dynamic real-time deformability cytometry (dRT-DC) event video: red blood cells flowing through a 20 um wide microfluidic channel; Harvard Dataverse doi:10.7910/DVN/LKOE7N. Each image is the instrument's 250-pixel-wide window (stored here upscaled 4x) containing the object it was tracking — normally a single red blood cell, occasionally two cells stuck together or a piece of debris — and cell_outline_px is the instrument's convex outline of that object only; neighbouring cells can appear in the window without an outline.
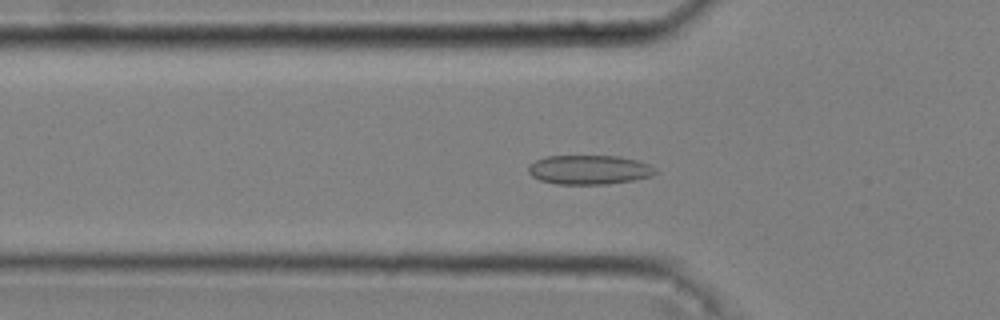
{"species": "common noctule bat (a hibernating species)", "species_latin": "Nyctalus noctula", "temperature_condition": "cold", "stored_images_in_passage": 50, "camera_frame_rate_fps": 3000, "um_per_image_px": 0.085, "animal": {"sex": "male", "body_mass_g": 20.4}, "frame": {"image": 1, "passage_image": 17, "time_ms": 5.333, "image_size_px": [1000, 320], "cell_outline_px": [[656, 172], [652, 176], [632, 180], [608, 184], [556, 184], [540, 180], [532, 176], [528, 172], [528, 164], [544, 156], [620, 156], [636, 160], [648, 164], [656, 168]], "centroid_in_image_um": [50.05, 14.42], "position_along_channel_um": 75.7, "area_um2": 21.73}}
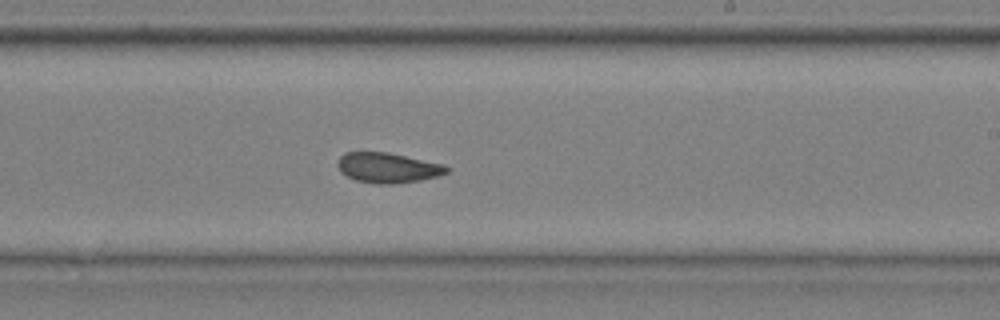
{"frame": {"image": 2, "passage_image": 32, "time_ms": 10.333, "image_size_px": [1000, 320], "cell_outline_px": [[452, 168], [448, 172], [436, 176], [420, 180], [392, 184], [376, 184], [356, 180], [340, 172], [336, 164], [340, 156], [344, 152], [388, 152], [444, 164]], "centroid_in_image_um": [32.96, 14.25], "position_along_channel_um": 256.0, "area_um2": 19.25}}
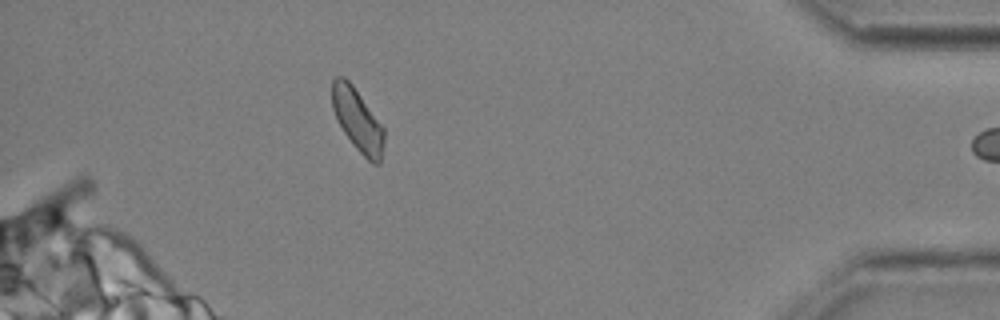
{"frame": {"image": 3, "passage_image": 48, "time_ms": 15.667, "image_size_px": [1000, 320], "cell_outline_px": [[384, 144], [380, 164], [372, 164], [356, 148], [344, 132], [336, 120], [332, 108], [332, 80], [336, 76], [344, 76], [352, 84], [384, 128]], "centroid_in_image_um": [30.38, 10.2], "position_along_channel_um": 404.8, "area_um2": 18.9}, "authors_computed_cell_mechanics": {"area_um2": 19.8543, "velocity_mm_per_s": 3.6088, "shape_relaxation_time_tau1_ms": 6.4908, "shape_relaxation_time_tau2_ms": 1.7576, "deformation_change_tau1": 0.0984, "deformation_change_tau2": 0.0652}}